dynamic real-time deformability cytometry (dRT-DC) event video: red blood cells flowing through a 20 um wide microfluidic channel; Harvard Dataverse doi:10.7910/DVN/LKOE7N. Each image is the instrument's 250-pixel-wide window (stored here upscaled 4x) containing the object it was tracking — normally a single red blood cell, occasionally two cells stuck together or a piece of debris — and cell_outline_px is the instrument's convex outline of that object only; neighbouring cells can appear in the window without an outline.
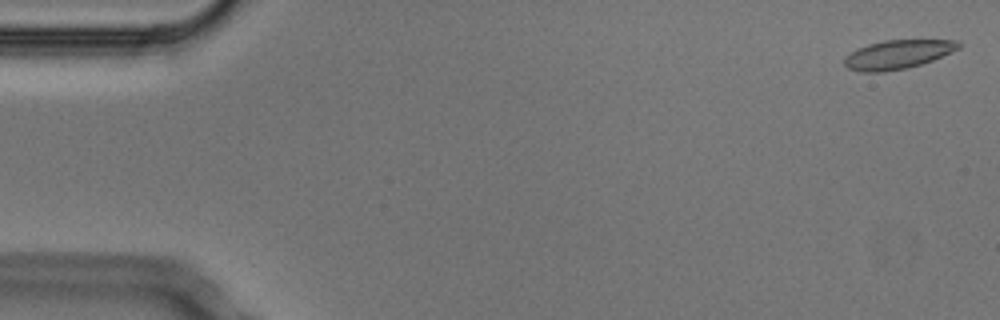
{"species": "Egyptian fruit bat (a non-hibernating species)", "species_latin": "Rousettus aegyptiacus", "temperature_condition": "cold", "stored_images_in_passage": 5, "camera_frame_rate_fps": 3000, "um_per_image_px": 0.085, "animal": {"sex": "male"}, "frame": {"image": 1, "passage_image": 1, "time_ms": 0.0, "image_size_px": [1000, 320], "cell_outline_px": [[960, 48], [932, 60], [908, 68], [884, 72], [860, 72], [848, 68], [844, 64], [844, 60], [852, 52], [868, 44], [884, 40], [956, 40], [960, 44]], "centroid_in_image_um": [76.31, 4.63], "position_along_channel_um": 8.7, "area_um2": 18.96}}
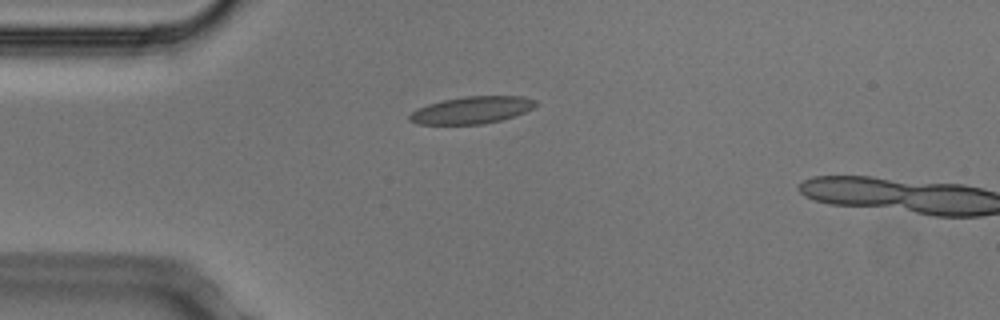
{"frame": {"image": 2, "passage_image": 4, "time_ms": 1.0, "image_size_px": [1000, 320], "cell_outline_px": [[540, 104], [516, 116], [484, 124], [416, 124], [408, 120], [408, 116], [412, 112], [428, 104], [444, 100], [464, 96], [524, 96], [536, 100]], "centroid_in_image_um": [40.14, 9.35], "position_along_channel_um": 44.9, "area_um2": 20.0}}